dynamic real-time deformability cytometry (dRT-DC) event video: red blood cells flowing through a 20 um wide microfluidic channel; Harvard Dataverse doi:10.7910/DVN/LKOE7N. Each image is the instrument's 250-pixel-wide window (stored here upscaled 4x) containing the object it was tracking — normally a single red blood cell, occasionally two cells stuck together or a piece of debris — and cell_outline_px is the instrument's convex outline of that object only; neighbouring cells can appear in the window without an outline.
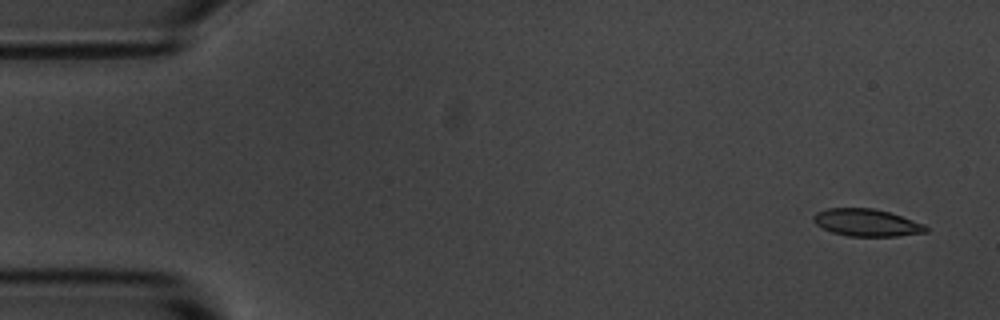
{"species": "common noctule bat (a hibernating species)", "species_latin": "Nyctalus noctula", "temperature_condition": "room temperature", "stored_images_in_passage": 5, "camera_frame_rate_fps": 3000, "um_per_image_px": 0.085, "animal": {"sex": "male", "body_mass_g": 20.1, "forearm_length_mm": 53.5}, "frame": {"image": 1, "passage_image": 1, "time_ms": 0.0, "image_size_px": [1000, 320], "cell_outline_px": [[928, 232], [896, 236], [848, 236], [832, 232], [816, 224], [812, 220], [812, 216], [816, 212], [828, 208], [872, 208], [888, 212], [924, 224], [928, 228]], "centroid_in_image_um": [73.64, 18.92], "position_along_channel_um": 11.4, "area_um2": 17.74}}